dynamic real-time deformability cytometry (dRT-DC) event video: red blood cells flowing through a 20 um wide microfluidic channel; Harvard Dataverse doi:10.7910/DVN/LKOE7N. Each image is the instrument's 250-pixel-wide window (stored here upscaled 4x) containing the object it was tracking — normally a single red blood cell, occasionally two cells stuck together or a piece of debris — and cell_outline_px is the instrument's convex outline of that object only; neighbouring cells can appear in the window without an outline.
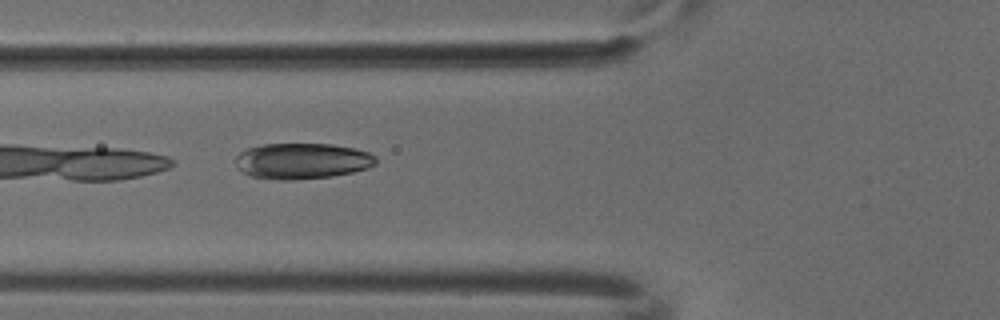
{"species": "common noctule bat (a hibernating species)", "species_latin": "Nyctalus noctula", "temperature_condition": "cold", "stored_images_in_passage": 5, "camera_frame_rate_fps": 3000, "um_per_image_px": 0.085, "animal": {"sex": "male", "body_mass_g": 18.8}, "frame": {"image": 1, "passage_image": 5, "time_ms": 1.333, "image_size_px": [1000, 320], "cell_outline_px": [[376, 164], [368, 168], [352, 172], [332, 176], [296, 180], [280, 180], [252, 176], [244, 172], [236, 164], [236, 156], [240, 152], [248, 148], [264, 144], [332, 144], [352, 148], [368, 152], [376, 156]], "centroid_in_image_um": [25.7, 13.68], "position_along_channel_um": 100.1, "area_um2": 29.19}}